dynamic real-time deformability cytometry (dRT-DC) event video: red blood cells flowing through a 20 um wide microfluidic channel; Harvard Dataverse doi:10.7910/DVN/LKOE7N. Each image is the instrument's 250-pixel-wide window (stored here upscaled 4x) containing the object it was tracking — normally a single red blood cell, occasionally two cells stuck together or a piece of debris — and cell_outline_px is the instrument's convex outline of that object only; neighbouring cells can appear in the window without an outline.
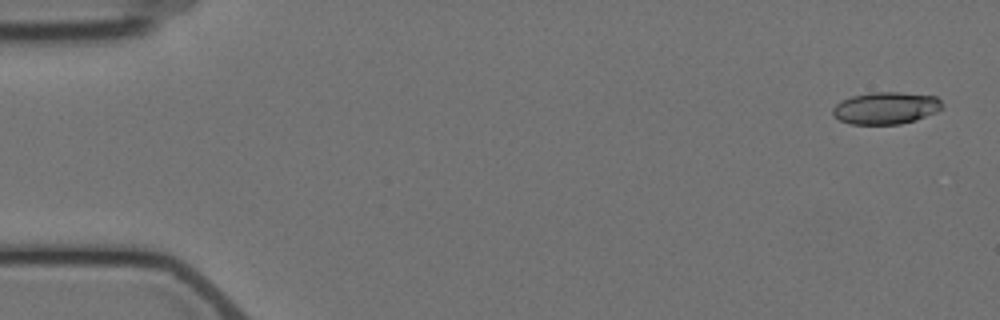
{"species": "Egyptian fruit bat (a non-hibernating species)", "species_latin": "Rousettus aegyptiacus", "temperature_condition": "cold", "stored_images_in_passage": 5, "camera_frame_rate_fps": 3000, "um_per_image_px": 0.085, "animal": {"sex": "female"}, "frame": {"image": 1, "passage_image": 1, "time_ms": 0.0, "image_size_px": [1000, 320], "cell_outline_px": [[944, 108], [936, 112], [916, 120], [900, 124], [852, 124], [840, 120], [832, 116], [832, 108], [840, 100], [852, 96], [868, 92], [900, 92], [936, 96], [944, 104]], "centroid_in_image_um": [75.3, 9.17], "position_along_channel_um": 9.7, "area_um2": 20.75}}
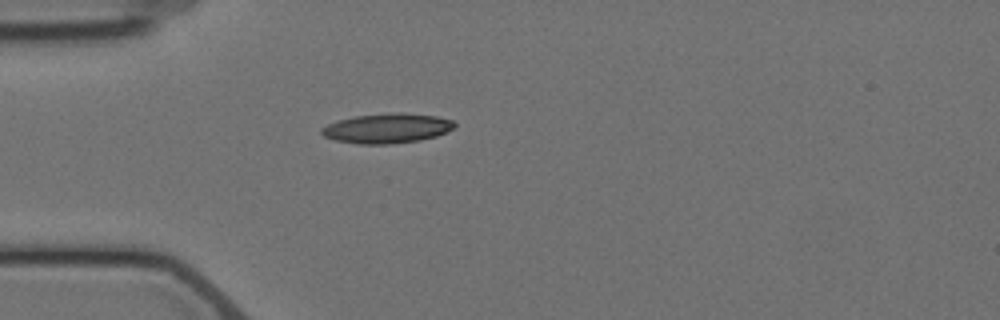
{"frame": {"image": 2, "passage_image": 5, "time_ms": 4.667, "image_size_px": [1000, 320], "cell_outline_px": [[456, 124], [452, 128], [436, 136], [420, 140], [388, 144], [360, 144], [336, 140], [324, 136], [320, 132], [320, 128], [336, 120], [356, 116], [400, 112], [404, 112], [436, 116], [452, 120]], "centroid_in_image_um": [32.87, 10.9], "position_along_channel_um": 52.1, "area_um2": 22.89}}